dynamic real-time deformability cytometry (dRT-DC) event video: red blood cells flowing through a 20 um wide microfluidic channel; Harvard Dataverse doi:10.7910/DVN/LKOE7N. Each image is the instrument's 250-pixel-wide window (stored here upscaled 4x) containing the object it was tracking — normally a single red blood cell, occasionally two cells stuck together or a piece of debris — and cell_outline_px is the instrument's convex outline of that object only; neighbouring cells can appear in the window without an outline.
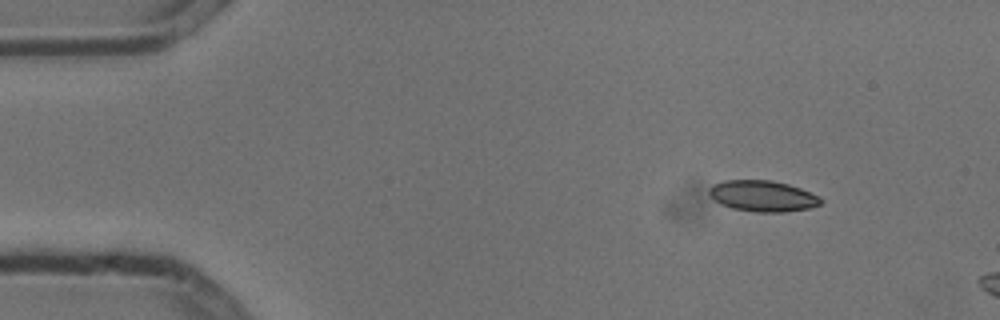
{"species": "common noctule bat (a hibernating species)", "species_latin": "Nyctalus noctula", "temperature_condition": "cold", "stored_images_in_passage": 3, "camera_frame_rate_fps": 3000, "um_per_image_px": 0.085, "animal": {"sex": "male", "body_mass_g": 13.3}, "frame": {"image": 1, "passage_image": 1, "time_ms": 0.0, "image_size_px": [1000, 320], "cell_outline_px": [[824, 200], [820, 204], [808, 208], [784, 212], [756, 212], [732, 208], [720, 204], [708, 192], [708, 188], [712, 184], [724, 180], [772, 180], [788, 184], [800, 188]], "centroid_in_image_um": [64.79, 16.65], "position_along_channel_um": 20.2, "area_um2": 20.06}}